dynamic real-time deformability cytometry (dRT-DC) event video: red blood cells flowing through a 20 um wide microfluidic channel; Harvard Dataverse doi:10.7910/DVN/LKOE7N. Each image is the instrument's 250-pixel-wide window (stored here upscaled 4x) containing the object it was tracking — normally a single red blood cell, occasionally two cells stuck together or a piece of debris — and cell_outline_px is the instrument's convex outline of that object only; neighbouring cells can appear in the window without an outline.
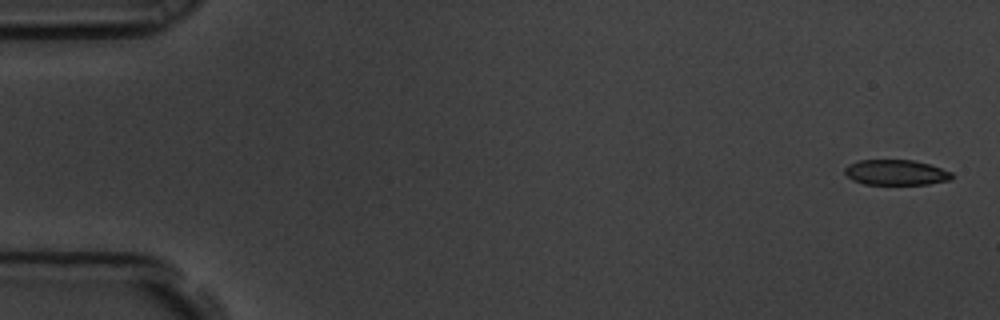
{"species": "common noctule bat (a hibernating species)", "species_latin": "Nyctalus noctula", "temperature_condition": "room temperature", "stored_images_in_passage": 7, "camera_frame_rate_fps": 3000, "um_per_image_px": 0.085, "animal": {"sex": "male", "body_mass_g": 19.5, "forearm_length_mm": 54.6}, "frame": {"image": 1, "passage_image": 1, "time_ms": 0.0, "image_size_px": [1000, 320], "cell_outline_px": [[952, 180], [928, 184], [864, 184], [852, 180], [844, 172], [844, 168], [848, 164], [860, 160], [912, 160], [928, 164], [952, 172]], "centroid_in_image_um": [76.14, 14.66], "position_along_channel_um": 8.9, "area_um2": 15.78}}
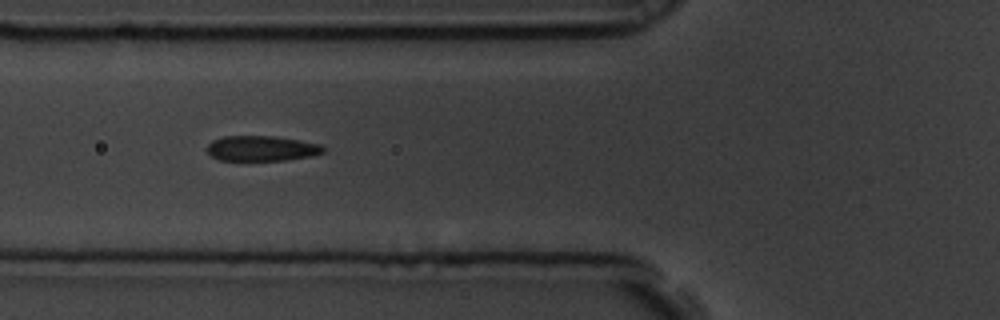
{"frame": {"image": 2, "passage_image": 6, "time_ms": 1.667, "image_size_px": [1000, 320], "cell_outline_px": [[324, 152], [312, 156], [284, 160], [220, 160], [212, 156], [204, 148], [212, 140], [224, 136], [272, 136], [300, 140], [320, 144], [324, 148]], "centroid_in_image_um": [22.21, 12.61], "position_along_channel_um": 103.6, "area_um2": 17.11}}
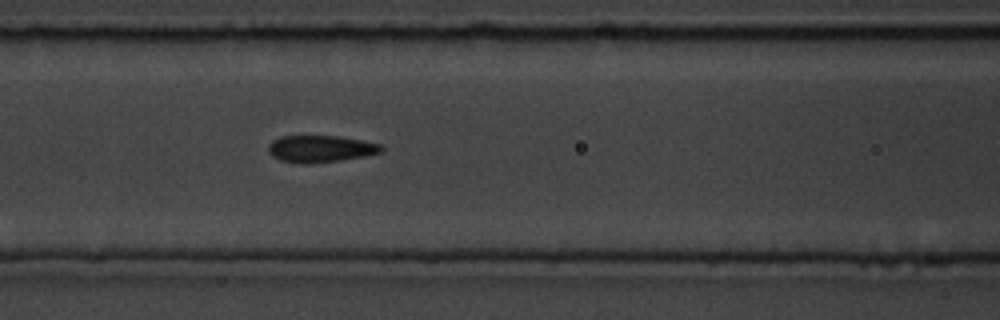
{"frame": {"image": 3, "passage_image": 7, "time_ms": 2.0, "image_size_px": [1000, 320], "cell_outline_px": [[384, 148], [380, 152], [364, 156], [340, 160], [312, 164], [304, 164], [280, 160], [272, 156], [268, 152], [268, 144], [272, 140], [280, 136], [340, 136], [380, 144]], "centroid_in_image_um": [27.2, 12.65], "position_along_channel_um": 139.4, "area_um2": 17.74}}